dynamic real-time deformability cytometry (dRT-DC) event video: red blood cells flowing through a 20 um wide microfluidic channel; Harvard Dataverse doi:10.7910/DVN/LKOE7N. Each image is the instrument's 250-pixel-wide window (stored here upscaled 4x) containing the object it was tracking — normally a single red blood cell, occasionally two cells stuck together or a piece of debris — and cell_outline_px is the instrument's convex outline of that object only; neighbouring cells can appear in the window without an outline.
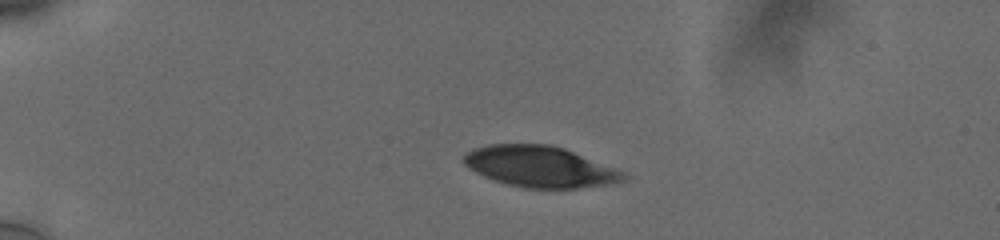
{"species": "human", "species_latin": "Homo sapiens", "temperature_condition": "cold", "stored_images_in_passage": 10, "camera_frame_rate_fps": 3000, "um_per_image_px": 0.085, "donor": {"sex": "male"}, "frame": {"image": 1, "passage_image": 1, "time_ms": 0.0, "image_size_px": [1000, 240], "cell_outline_px": [[632, 176], [628, 180], [608, 184], [576, 188], [524, 188], [508, 184], [484, 176], [468, 168], [464, 164], [464, 156], [472, 148], [488, 144], [548, 144], [564, 148], [628, 172]], "centroid_in_image_um": [45.98, 14.16], "position_along_channel_um": 39.0, "area_um2": 38.49}}